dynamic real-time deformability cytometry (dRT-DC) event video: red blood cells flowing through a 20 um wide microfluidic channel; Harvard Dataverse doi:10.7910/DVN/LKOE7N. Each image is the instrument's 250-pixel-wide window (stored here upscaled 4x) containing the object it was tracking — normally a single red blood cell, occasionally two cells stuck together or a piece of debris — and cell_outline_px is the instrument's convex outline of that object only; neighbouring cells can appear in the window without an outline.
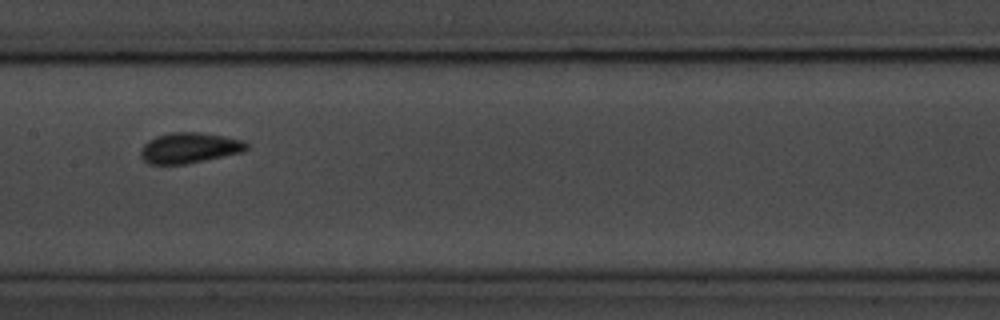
{"species": "common noctule bat (a hibernating species)", "species_latin": "Nyctalus noctula", "temperature_condition": "room temperature", "stored_images_in_passage": 11, "camera_frame_rate_fps": 3000, "um_per_image_px": 0.085, "animal": {"sex": "male", "body_mass_g": 20.1, "forearm_length_mm": 53.5}, "frame": {"image": 1, "passage_image": 4, "time_ms": 3.333, "image_size_px": [1000, 320], "cell_outline_px": [[248, 148], [244, 152], [184, 164], [148, 164], [140, 156], [140, 148], [148, 140], [156, 136], [172, 132], [200, 132], [224, 136], [244, 140], [248, 144]], "centroid_in_image_um": [16.09, 12.56], "position_along_channel_um": 191.3, "area_um2": 18.96}, "authors_computed_cell_mechanics": {"area_um2": 17.6868, "velocity_mm_per_s": 3.6289, "shape_relaxation_time_tau1_ms": 4.1712, "shape_relaxation_time_tau2_ms": null, "deformation_change_tau1": 0.095, "deformation_change_tau2": null}}